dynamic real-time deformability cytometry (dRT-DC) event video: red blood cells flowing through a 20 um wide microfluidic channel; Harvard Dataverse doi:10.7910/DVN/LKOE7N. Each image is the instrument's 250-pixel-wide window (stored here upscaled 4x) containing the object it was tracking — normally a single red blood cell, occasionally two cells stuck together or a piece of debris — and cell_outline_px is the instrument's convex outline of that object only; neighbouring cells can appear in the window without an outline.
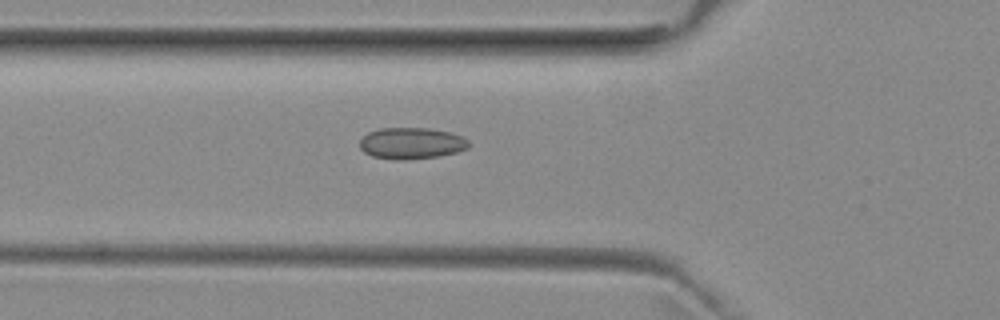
{"species": "common noctule bat (a hibernating species)", "species_latin": "Nyctalus noctula", "temperature_condition": "room temperature", "stored_images_in_passage": 41, "camera_frame_rate_fps": 3000, "um_per_image_px": 0.085, "animal": {"sex": "female", "body_mass_g": 29.2, "forearm_length_mm": 56.3}, "frame": {"image": 1, "passage_image": 7, "time_ms": 2.0, "image_size_px": [1000, 320], "cell_outline_px": [[468, 148], [456, 152], [440, 156], [404, 160], [396, 160], [372, 156], [364, 152], [360, 148], [360, 140], [368, 132], [380, 128], [428, 128], [452, 132], [468, 140]], "centroid_in_image_um": [34.96, 12.18], "position_along_channel_um": 90.8, "area_um2": 20.0}}
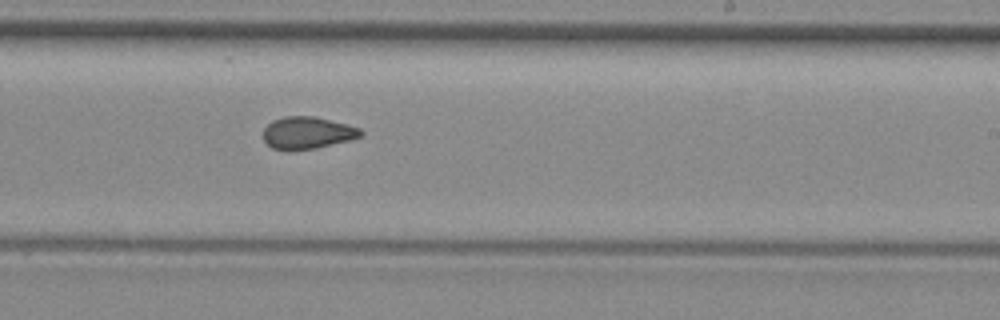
{"frame": {"image": 2, "passage_image": 20, "time_ms": 6.333, "image_size_px": [1000, 320], "cell_outline_px": [[364, 132], [360, 136], [348, 140], [316, 148], [292, 152], [288, 152], [272, 148], [264, 140], [264, 128], [272, 120], [284, 116], [316, 116], [348, 124], [360, 128]], "centroid_in_image_um": [26.1, 11.3], "position_along_channel_um": 262.9, "area_um2": 18.55}}
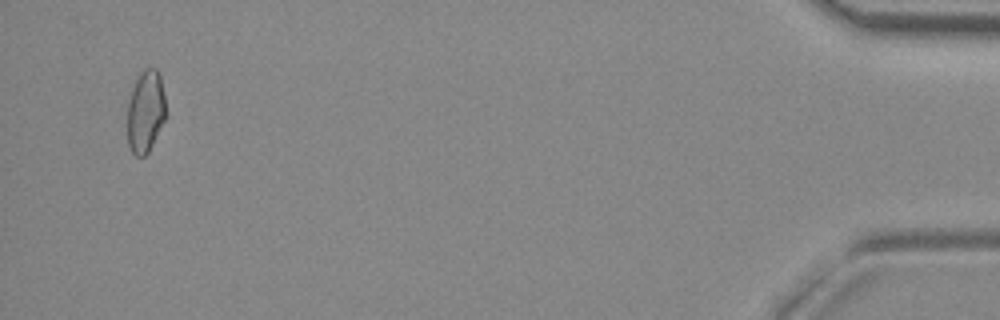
{"frame": {"image": 3, "passage_image": 39, "time_ms": 12.667, "image_size_px": [1000, 320], "cell_outline_px": [[164, 120], [148, 152], [144, 156], [136, 156], [132, 152], [128, 144], [128, 100], [136, 76], [144, 68], [156, 68], [160, 76], [164, 96]], "centroid_in_image_um": [12.34, 9.44], "position_along_channel_um": 422.9, "area_um2": 18.21}, "authors_computed_cell_mechanics": {"area_um2": 18.6116, "velocity_mm_per_s": 3.9617, "shape_relaxation_time_tau1_ms": null, "shape_relaxation_time_tau2_ms": 1.7149, "deformation_change_tau1": null, "deformation_change_tau2": 0.0681}}